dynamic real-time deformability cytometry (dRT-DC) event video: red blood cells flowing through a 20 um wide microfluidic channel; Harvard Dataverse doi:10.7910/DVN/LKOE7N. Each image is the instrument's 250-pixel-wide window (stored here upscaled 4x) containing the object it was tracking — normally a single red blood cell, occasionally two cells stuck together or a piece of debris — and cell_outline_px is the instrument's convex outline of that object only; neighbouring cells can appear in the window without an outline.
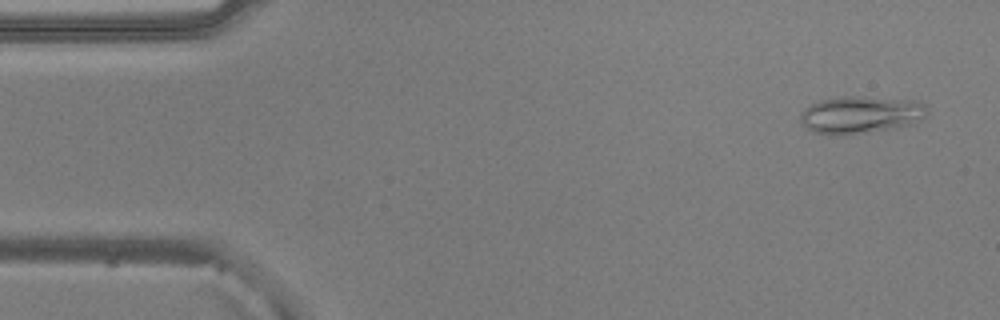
{"species": "common noctule bat (a hibernating species)", "species_latin": "Nyctalus noctula", "temperature_condition": "warm", "stored_images_in_passage": 51, "camera_frame_rate_fps": 3000, "um_per_image_px": 0.085, "animal": {"sex": "male", "body_mass_g": 20.5, "forearm_length_mm": 52.5}, "frame": {"image": 1, "passage_image": 3, "time_ms": 0.667, "image_size_px": [1000, 320], "cell_outline_px": [[928, 112], [924, 116], [912, 124], [868, 132], [844, 136], [836, 136], [812, 132], [800, 124], [800, 116], [804, 108], [820, 100], [844, 96], [852, 96], [916, 100], [924, 104], [928, 108]], "centroid_in_image_um": [73.11, 9.76], "position_along_channel_um": 11.9, "area_um2": 27.74}}
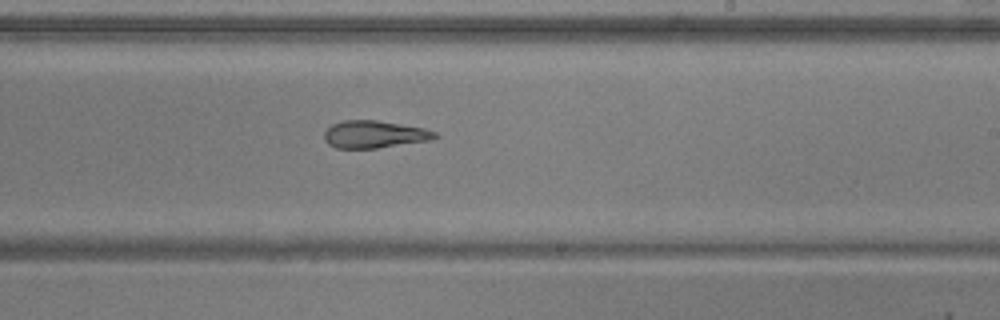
{"frame": {"image": 2, "passage_image": 30, "time_ms": 9.667, "image_size_px": [1000, 320], "cell_outline_px": [[440, 136], [432, 140], [376, 148], [336, 148], [328, 144], [324, 140], [324, 132], [332, 124], [344, 120], [376, 120], [424, 128], [436, 132]], "centroid_in_image_um": [31.83, 11.42], "position_along_channel_um": 257.2, "area_um2": 17.69}}
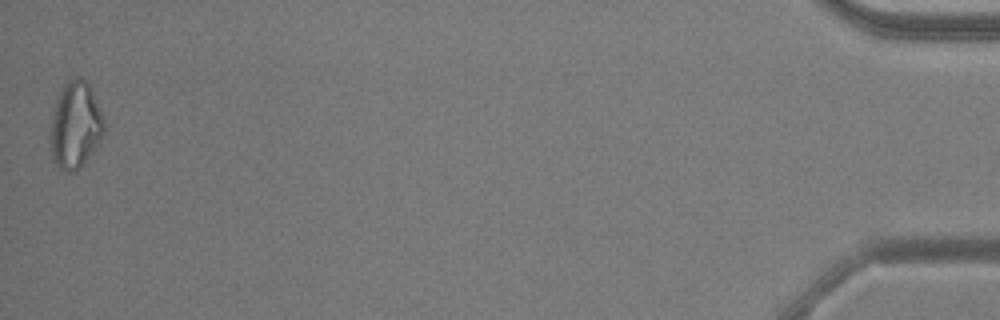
{"frame": {"image": 3, "passage_image": 51, "time_ms": 16.667, "image_size_px": [1000, 320], "cell_outline_px": [[104, 136], [96, 148], [76, 172], [68, 172], [60, 168], [56, 164], [52, 152], [48, 136], [56, 100], [64, 84], [68, 80], [76, 76], [80, 76], [88, 84], [104, 116]], "centroid_in_image_um": [6.41, 10.65], "position_along_channel_um": 428.8, "area_um2": 27.22}, "authors_computed_cell_mechanics": {"area_um2": 20.4612, "velocity_mm_per_s": 3.8858, "shape_relaxation_time_tau1_ms": null, "shape_relaxation_time_tau2_ms": 3.6071, "deformation_change_tau1": null, "deformation_change_tau2": 0.1209}}